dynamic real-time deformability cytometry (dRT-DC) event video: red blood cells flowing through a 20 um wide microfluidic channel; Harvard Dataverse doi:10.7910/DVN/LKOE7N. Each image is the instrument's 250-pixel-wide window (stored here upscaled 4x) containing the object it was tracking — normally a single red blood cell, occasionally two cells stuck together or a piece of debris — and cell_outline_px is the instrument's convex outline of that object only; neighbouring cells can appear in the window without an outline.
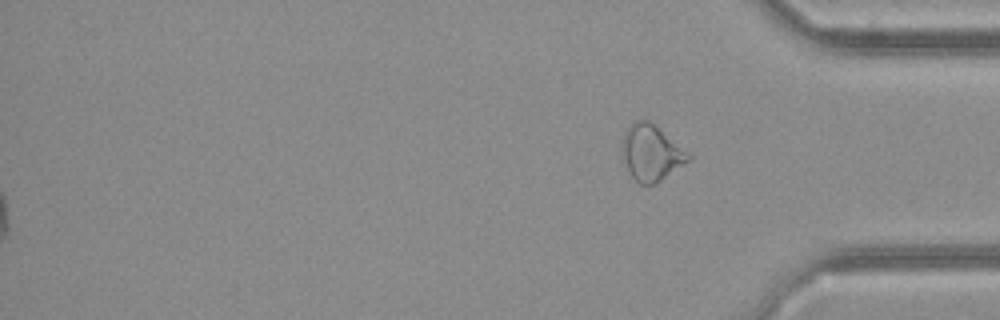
{"species": "common noctule bat (a hibernating species)", "species_latin": "Nyctalus noctula", "temperature_condition": "cold", "stored_images_in_passage": 37, "segment_of_instrument_passage": [2, 2], "camera_frame_rate_fps": 3000, "um_per_image_px": 0.085, "animal": {"sex": "female", "body_mass_g": 21.9}, "frame": {"image": 1, "passage_image": 37, "time_ms": 12.0, "image_size_px": [1000, 320], "cell_outline_px": [[692, 156], [688, 160], [656, 184], [640, 184], [632, 176], [624, 160], [620, 148], [624, 132], [636, 120], [648, 120], [688, 152]], "centroid_in_image_um": [55.32, 12.99], "position_along_channel_um": 379.9, "area_um2": 21.04}}